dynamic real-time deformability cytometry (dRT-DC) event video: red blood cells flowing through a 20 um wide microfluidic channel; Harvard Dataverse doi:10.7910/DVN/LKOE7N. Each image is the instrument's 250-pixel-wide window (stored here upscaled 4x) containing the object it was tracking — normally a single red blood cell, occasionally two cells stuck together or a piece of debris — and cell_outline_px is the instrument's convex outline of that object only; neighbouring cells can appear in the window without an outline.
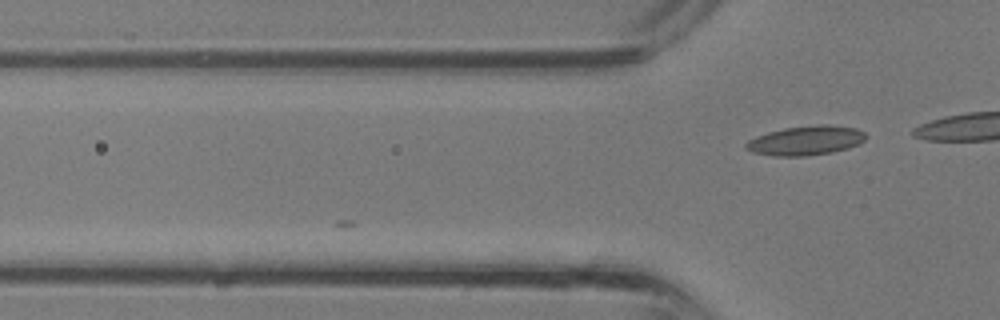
{"species": "common noctule bat (a hibernating species)", "species_latin": "Nyctalus noctula", "temperature_condition": "room temperature", "stored_images_in_passage": 8, "camera_frame_rate_fps": 3000, "um_per_image_px": 0.085, "animal": {"sex": "male", "body_mass_g": 13.3}, "frame": {"image": 1, "passage_image": 8, "time_ms": 2.333, "image_size_px": [1000, 320], "cell_outline_px": [[868, 136], [860, 144], [848, 148], [832, 152], [808, 156], [772, 156], [752, 152], [744, 148], [744, 144], [748, 140], [756, 136], [768, 132], [784, 128], [820, 124], [824, 124], [856, 128], [864, 132]], "centroid_in_image_um": [68.48, 11.95], "position_along_channel_um": 57.3, "area_um2": 20.69}}